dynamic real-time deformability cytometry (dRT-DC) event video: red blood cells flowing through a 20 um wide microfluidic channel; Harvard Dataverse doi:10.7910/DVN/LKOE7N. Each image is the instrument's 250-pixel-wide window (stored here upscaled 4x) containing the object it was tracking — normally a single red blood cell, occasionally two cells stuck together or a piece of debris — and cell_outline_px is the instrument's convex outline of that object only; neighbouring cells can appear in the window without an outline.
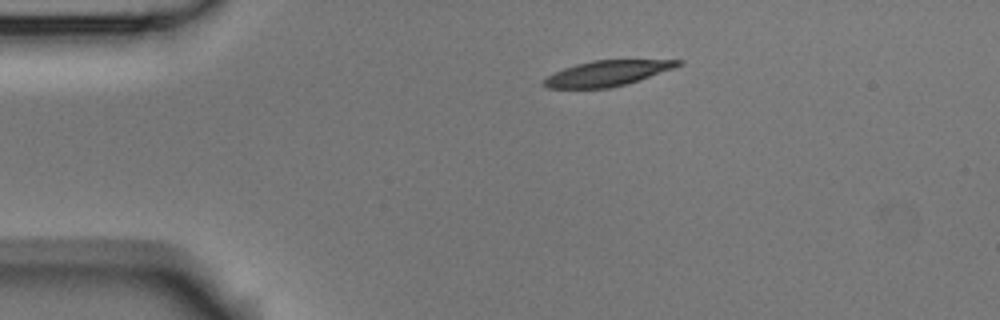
{"species": "Egyptian fruit bat (a non-hibernating species)", "species_latin": "Rousettus aegyptiacus", "temperature_condition": "room temperature", "stored_images_in_passage": 2, "camera_frame_rate_fps": 3000, "um_per_image_px": 0.085, "animal": {"sex": "male"}, "frame": {"image": 1, "passage_image": 1, "time_ms": 0.0, "image_size_px": [1000, 320], "cell_outline_px": [[684, 60], [680, 64], [672, 68], [624, 84], [608, 88], [548, 88], [540, 84], [548, 76], [564, 68], [576, 64], [592, 60]], "centroid_in_image_um": [51.52, 6.23], "position_along_channel_um": 33.5, "area_um2": 19.31}}